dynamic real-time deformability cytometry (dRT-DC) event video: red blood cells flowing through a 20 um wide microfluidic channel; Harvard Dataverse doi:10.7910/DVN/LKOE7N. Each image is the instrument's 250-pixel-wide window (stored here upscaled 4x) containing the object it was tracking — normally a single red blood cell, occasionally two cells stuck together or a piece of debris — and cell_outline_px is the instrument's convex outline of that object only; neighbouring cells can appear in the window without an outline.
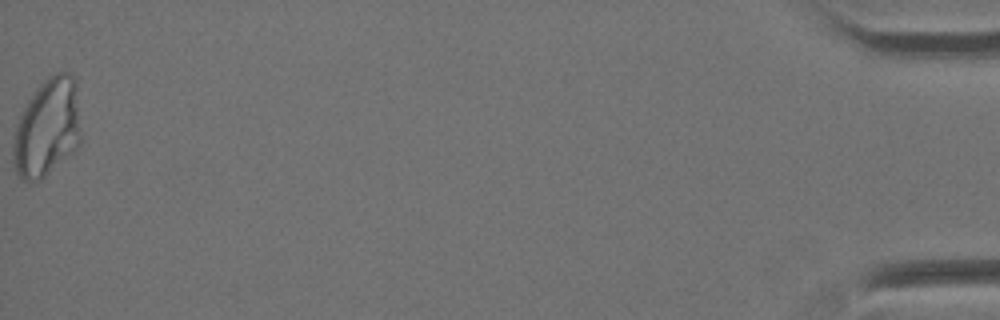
{"species": "Egyptian fruit bat (a non-hibernating species)", "species_latin": "Rousettus aegyptiacus", "temperature_condition": "cold", "stored_images_in_passage": 15, "camera_frame_rate_fps": 3000, "um_per_image_px": 0.085, "animal": {"sex": "female"}, "frame": {"image": 1, "passage_image": 15, "time_ms": 4.667, "image_size_px": [1000, 320], "cell_outline_px": [[80, 144], [72, 152], [40, 180], [24, 180], [16, 172], [12, 160], [12, 144], [16, 124], [28, 100], [36, 88], [48, 76], [56, 72], [68, 72], [76, 80], [80, 132]], "centroid_in_image_um": [4.0, 10.84], "position_along_channel_um": 431.2, "area_um2": 38.61}}